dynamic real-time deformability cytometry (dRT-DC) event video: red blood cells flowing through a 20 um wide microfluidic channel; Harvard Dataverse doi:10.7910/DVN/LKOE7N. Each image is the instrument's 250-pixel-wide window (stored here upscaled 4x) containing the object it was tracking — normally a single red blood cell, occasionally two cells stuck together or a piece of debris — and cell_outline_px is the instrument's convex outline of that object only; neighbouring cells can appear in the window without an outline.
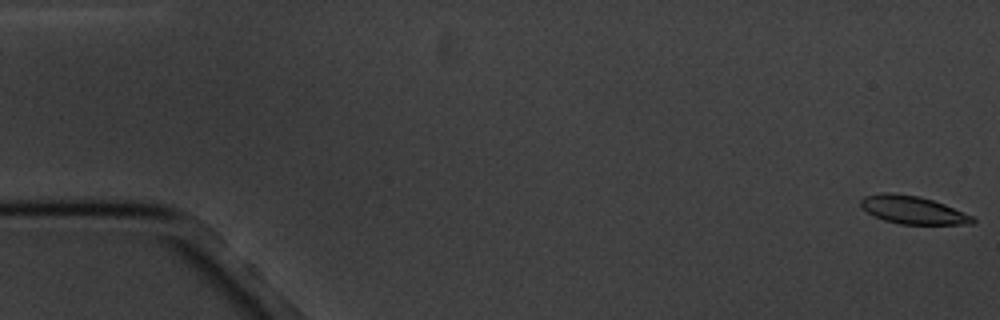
{"species": "common noctule bat (a hibernating species)", "species_latin": "Nyctalus noctula", "temperature_condition": "cold", "stored_images_in_passage": 7, "camera_frame_rate_fps": 3000, "um_per_image_px": 0.085, "animal": {"sex": "male", "body_mass_g": 20.1, "forearm_length_mm": 53.5}, "frame": {"image": 1, "passage_image": 1, "time_ms": 0.0, "image_size_px": [1000, 320], "cell_outline_px": [[976, 220], [972, 224], [900, 224], [884, 220], [868, 212], [860, 204], [860, 200], [864, 196], [880, 192], [892, 192], [920, 196], [944, 204], [972, 216]], "centroid_in_image_um": [77.57, 17.83], "position_along_channel_um": 7.4, "area_um2": 18.09}}
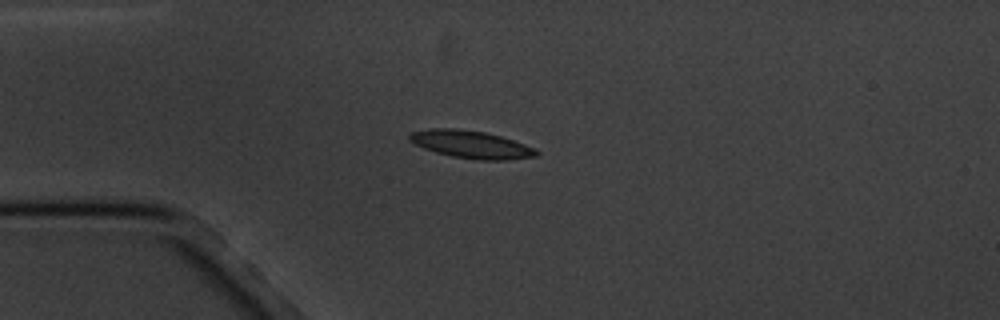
{"frame": {"image": 2, "passage_image": 5, "time_ms": 4.667, "image_size_px": [1000, 320], "cell_outline_px": [[540, 152], [536, 156], [504, 160], [476, 160], [452, 156], [436, 152], [424, 148], [408, 140], [408, 136], [412, 132], [428, 128], [456, 128], [484, 132], [500, 136], [524, 144]], "centroid_in_image_um": [40.0, 12.27], "position_along_channel_um": 45.0, "area_um2": 20.23}}
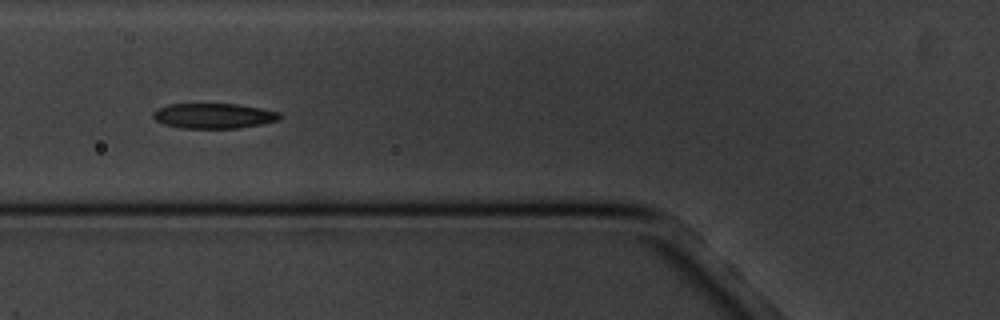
{"frame": {"image": 3, "passage_image": 7, "time_ms": 7.0, "image_size_px": [1000, 320], "cell_outline_px": [[280, 120], [240, 128], [180, 128], [164, 124], [156, 120], [152, 116], [152, 112], [156, 108], [168, 104], [236, 104], [260, 108], [280, 112]], "centroid_in_image_um": [18.13, 9.84], "position_along_channel_um": 107.7, "area_um2": 18.61}}